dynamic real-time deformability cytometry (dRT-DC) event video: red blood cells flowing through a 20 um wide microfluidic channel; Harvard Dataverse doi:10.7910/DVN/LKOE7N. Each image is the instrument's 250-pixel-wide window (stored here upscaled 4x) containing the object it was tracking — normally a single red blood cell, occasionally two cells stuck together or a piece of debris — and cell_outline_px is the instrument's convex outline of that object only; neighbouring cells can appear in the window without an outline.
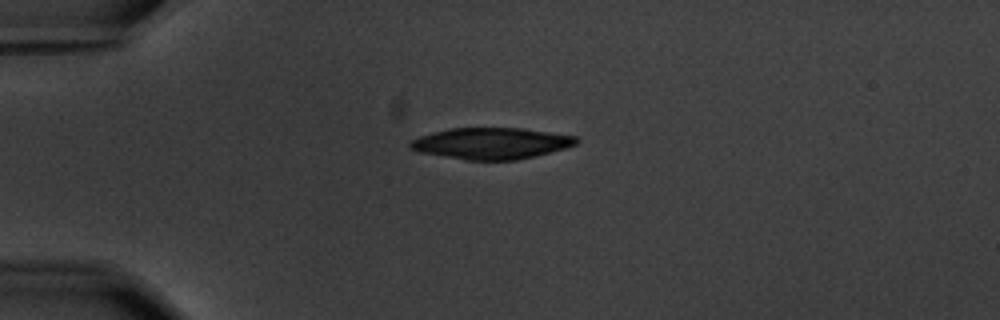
{"species": "common noctule bat (a hibernating species)", "species_latin": "Nyctalus noctula", "temperature_condition": "warm", "stored_images_in_passage": 2, "camera_frame_rate_fps": 3000, "um_per_image_px": 0.085, "animal": {"sex": "male", "body_mass_g": 20.1, "forearm_length_mm": 53.5}, "frame": {"image": 1, "passage_image": 1, "time_ms": 0.0, "image_size_px": [1000, 320], "cell_outline_px": [[580, 140], [576, 144], [564, 148], [516, 160], [468, 160], [420, 152], [412, 148], [408, 144], [412, 140], [420, 136], [432, 132], [448, 128], [520, 128], [576, 136]], "centroid_in_image_um": [41.74, 12.17], "position_along_channel_um": 43.3, "area_um2": 29.94}}